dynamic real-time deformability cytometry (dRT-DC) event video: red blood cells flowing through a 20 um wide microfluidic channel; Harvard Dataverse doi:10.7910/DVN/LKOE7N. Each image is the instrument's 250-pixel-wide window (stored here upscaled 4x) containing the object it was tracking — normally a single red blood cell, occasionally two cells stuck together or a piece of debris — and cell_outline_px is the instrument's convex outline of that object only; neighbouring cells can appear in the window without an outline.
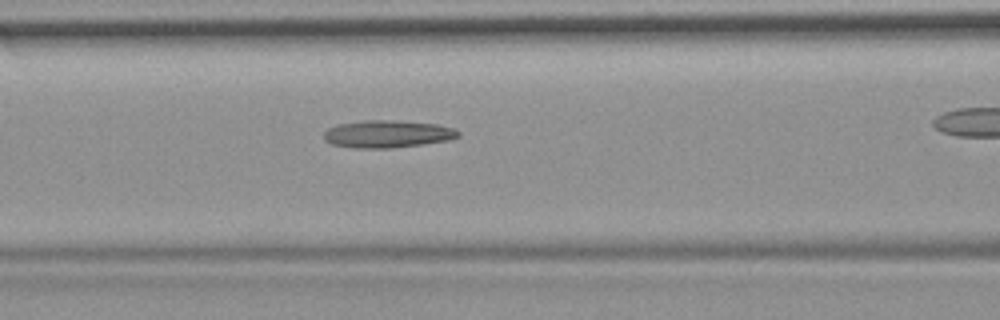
{"species": "common noctule bat (a hibernating species)", "species_latin": "Nyctalus noctula", "temperature_condition": "room temperature", "stored_images_in_passage": 30, "camera_frame_rate_fps": 3000, "um_per_image_px": 0.085, "animal": {"sex": "female", "body_mass_g": 19.9}, "frame": {"image": 1, "passage_image": 9, "time_ms": 2.667, "image_size_px": [1000, 320], "cell_outline_px": [[460, 136], [452, 140], [388, 148], [356, 148], [332, 144], [324, 140], [324, 132], [328, 128], [336, 124], [360, 120], [392, 120], [436, 124], [452, 128], [460, 132]], "centroid_in_image_um": [32.91, 11.38], "position_along_channel_um": 133.7, "area_um2": 21.5}}
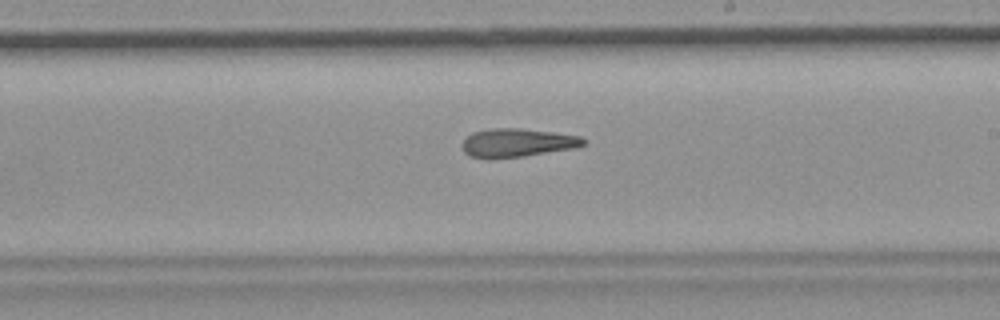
{"frame": {"image": 2, "passage_image": 18, "time_ms": 5.667, "image_size_px": [1000, 320], "cell_outline_px": [[588, 144], [576, 148], [520, 156], [488, 160], [468, 156], [464, 152], [464, 140], [472, 132], [488, 128], [520, 128], [552, 132], [580, 136], [588, 140]], "centroid_in_image_um": [43.98, 12.14], "position_along_channel_um": 245.0, "area_um2": 20.35}}
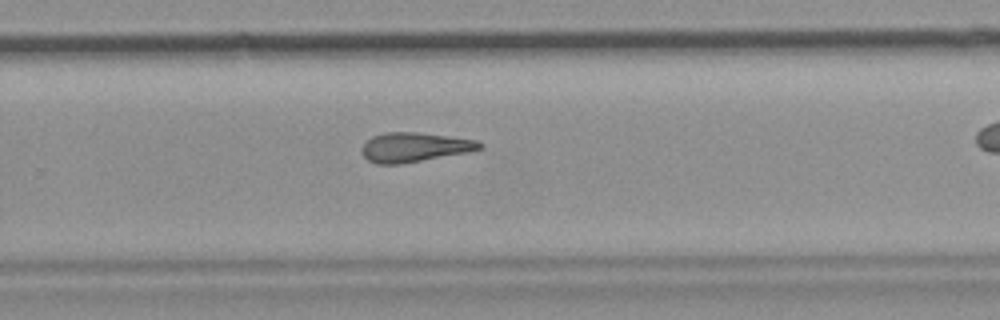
{"frame": {"image": 3, "passage_image": 22, "time_ms": 7.0, "image_size_px": [1000, 320], "cell_outline_px": [[484, 148], [468, 152], [400, 164], [376, 164], [368, 160], [360, 152], [360, 148], [372, 136], [384, 132], [420, 132], [480, 140], [484, 144]], "centroid_in_image_um": [35.25, 12.5], "position_along_channel_um": 294.6, "area_um2": 20.46}}